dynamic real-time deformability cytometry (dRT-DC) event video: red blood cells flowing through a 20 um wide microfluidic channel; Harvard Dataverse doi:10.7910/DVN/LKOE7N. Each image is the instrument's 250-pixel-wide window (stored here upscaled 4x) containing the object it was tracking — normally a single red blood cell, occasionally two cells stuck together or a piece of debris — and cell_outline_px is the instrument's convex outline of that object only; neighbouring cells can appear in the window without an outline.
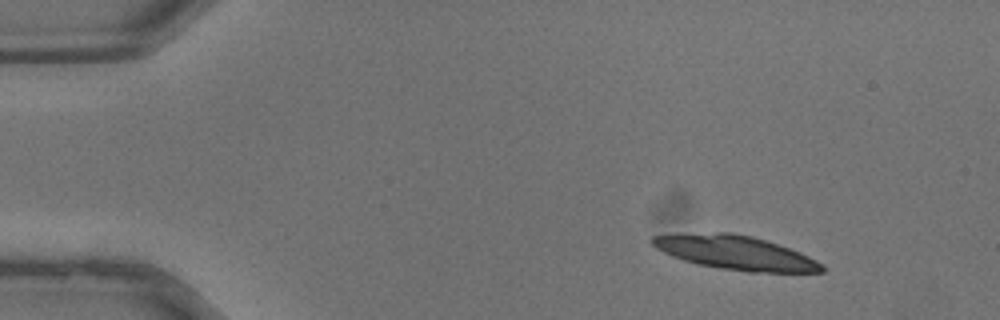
{"species": "common noctule bat (a hibernating species)", "species_latin": "Nyctalus noctula", "temperature_condition": "warm", "stored_images_in_passage": 36, "camera_frame_rate_fps": 3000, "um_per_image_px": 0.085, "animal": {"sex": "male", "body_mass_g": 13.3}, "frame": {"image": 1, "passage_image": 4, "time_ms": 1.0, "image_size_px": [1000, 320], "cell_outline_px": [[824, 272], [748, 272], [720, 268], [696, 264], [672, 256], [656, 248], [648, 240], [652, 236], [716, 232], [732, 232], [752, 236], [800, 252], [824, 264]], "centroid_in_image_um": [62.52, 21.48], "position_along_channel_um": 22.5, "area_um2": 33.35}}
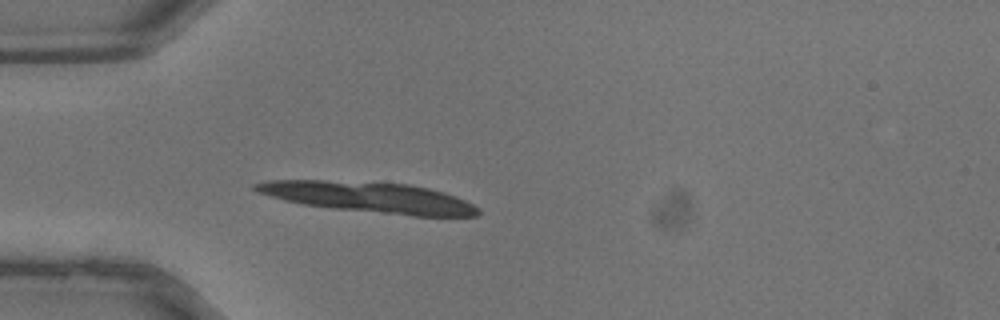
{"frame": {"image": 2, "passage_image": 10, "time_ms": 3.0, "image_size_px": [1000, 320], "cell_outline_px": [[480, 212], [476, 216], [412, 216], [332, 208], [304, 204], [284, 200], [260, 192], [252, 188], [252, 184], [268, 180], [324, 180], [408, 184], [428, 188], [444, 192], [456, 196], [480, 208]], "centroid_in_image_um": [31.4, 16.77], "position_along_channel_um": 53.6, "area_um2": 39.42}}